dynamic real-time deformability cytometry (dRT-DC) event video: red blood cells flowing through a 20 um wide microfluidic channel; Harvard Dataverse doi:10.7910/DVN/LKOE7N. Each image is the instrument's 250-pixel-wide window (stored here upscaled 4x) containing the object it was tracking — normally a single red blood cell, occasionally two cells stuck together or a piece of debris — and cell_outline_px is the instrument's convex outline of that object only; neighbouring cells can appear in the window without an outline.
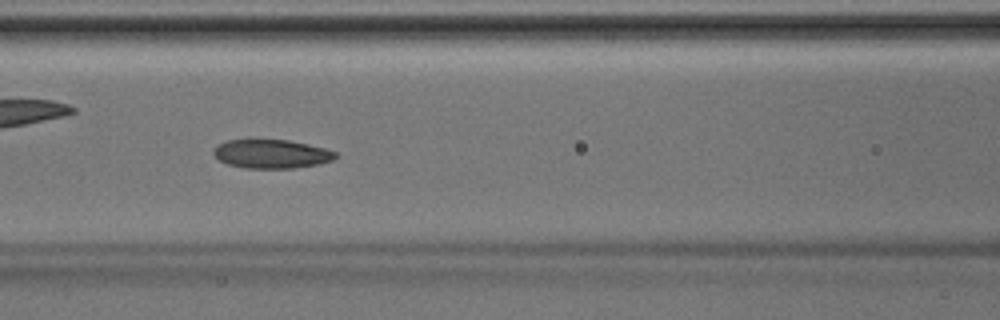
{"species": "Egyptian fruit bat (a non-hibernating species)", "species_latin": "Rousettus aegyptiacus", "temperature_condition": "room temperature", "stored_images_in_passage": 45, "camera_frame_rate_fps": 3000, "um_per_image_px": 0.085, "animal": {"sex": "male"}, "frame": {"image": 1, "passage_image": 20, "time_ms": 6.333, "image_size_px": [1000, 320], "cell_outline_px": [[336, 156], [332, 160], [320, 164], [292, 168], [244, 168], [228, 164], [220, 160], [212, 152], [220, 144], [228, 140], [248, 136], [252, 136], [288, 140], [308, 144], [324, 148], [336, 152]], "centroid_in_image_um": [23.04, 13.03], "position_along_channel_um": 143.6, "area_um2": 21.1}}